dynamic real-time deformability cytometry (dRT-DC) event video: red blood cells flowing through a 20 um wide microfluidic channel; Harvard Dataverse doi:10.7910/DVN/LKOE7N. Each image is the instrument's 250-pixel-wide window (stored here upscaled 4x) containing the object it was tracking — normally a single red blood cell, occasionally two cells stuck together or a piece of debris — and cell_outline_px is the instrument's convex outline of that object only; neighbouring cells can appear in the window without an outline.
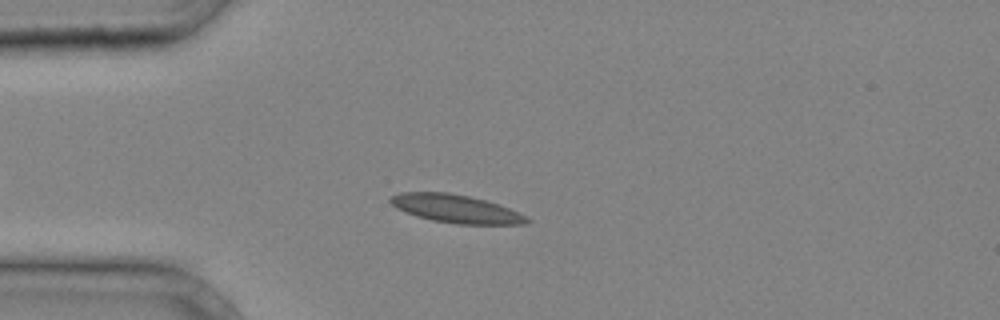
{"species": "common noctule bat (a hibernating species)", "species_latin": "Nyctalus noctula", "temperature_condition": "cold", "stored_images_in_passage": 30, "camera_frame_rate_fps": 3000, "um_per_image_px": 0.085, "animal": {"sex": "male", "body_mass_g": 20.4}, "frame": {"image": 1, "passage_image": 2, "time_ms": 0.333, "image_size_px": [1000, 320], "cell_outline_px": [[532, 220], [524, 224], [456, 224], [432, 220], [416, 216], [396, 208], [388, 200], [392, 196], [400, 192], [448, 192], [468, 196], [500, 204]], "centroid_in_image_um": [38.72, 17.74], "position_along_channel_um": 46.3, "area_um2": 22.2}}
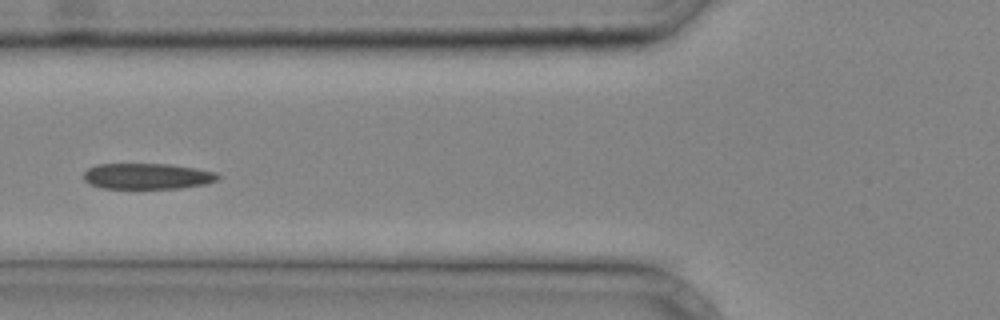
{"frame": {"image": 2, "passage_image": 7, "time_ms": 2.0, "image_size_px": [1000, 320], "cell_outline_px": [[220, 176], [216, 180], [204, 184], [180, 188], [104, 188], [88, 184], [84, 180], [84, 172], [88, 168], [96, 164], [168, 164], [196, 168], [216, 172]], "centroid_in_image_um": [12.49, 14.97], "position_along_channel_um": 113.3, "area_um2": 20.17}}
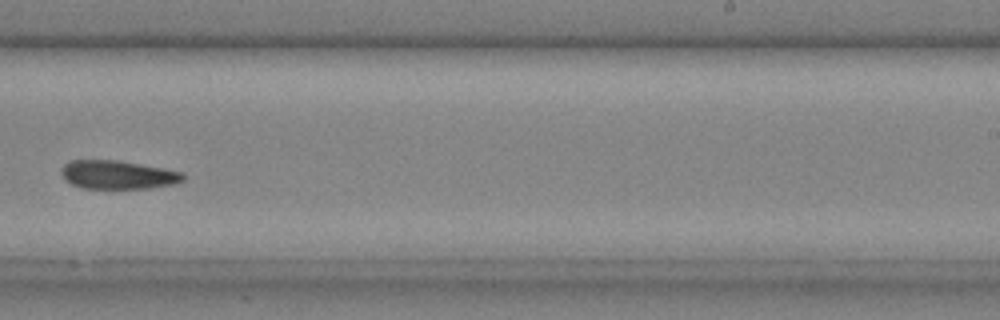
{"frame": {"image": 3, "passage_image": 17, "time_ms": 5.333, "image_size_px": [1000, 320], "cell_outline_px": [[184, 180], [172, 184], [148, 188], [84, 188], [72, 184], [60, 172], [60, 168], [68, 160], [116, 160], [184, 172]], "centroid_in_image_um": [9.99, 14.84], "position_along_channel_um": 279.0, "area_um2": 20.0}}